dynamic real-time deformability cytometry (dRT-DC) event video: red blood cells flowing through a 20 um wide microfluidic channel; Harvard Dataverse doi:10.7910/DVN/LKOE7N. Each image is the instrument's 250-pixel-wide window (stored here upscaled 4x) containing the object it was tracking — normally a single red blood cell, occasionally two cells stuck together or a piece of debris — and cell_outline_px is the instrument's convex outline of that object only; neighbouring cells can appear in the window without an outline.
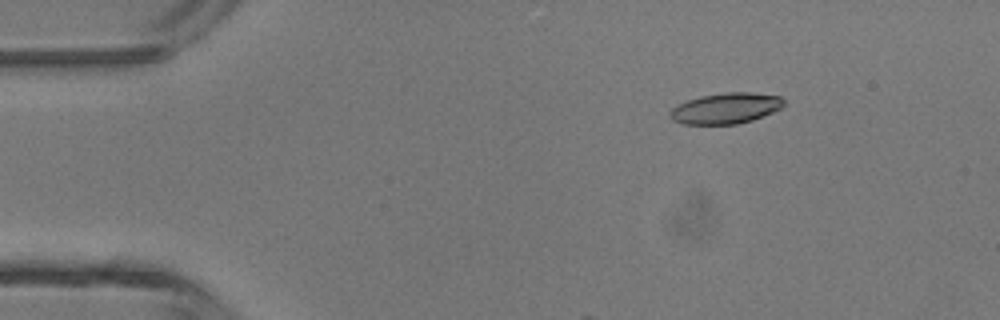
{"species": "common noctule bat (a hibernating species)", "species_latin": "Nyctalus noctula", "temperature_condition": "room temperature", "stored_images_in_passage": 2, "camera_frame_rate_fps": 3000, "um_per_image_px": 0.085, "animal": {"sex": "male", "body_mass_g": 13.3}, "frame": {"image": 1, "passage_image": 1, "time_ms": 0.0, "image_size_px": [1000, 320], "cell_outline_px": [[784, 104], [780, 108], [772, 112], [752, 120], [736, 124], [684, 124], [672, 120], [672, 108], [688, 100], [700, 96], [724, 92], [752, 92], [780, 96], [784, 100]], "centroid_in_image_um": [61.72, 9.19], "position_along_channel_um": 23.3, "area_um2": 20.17}}